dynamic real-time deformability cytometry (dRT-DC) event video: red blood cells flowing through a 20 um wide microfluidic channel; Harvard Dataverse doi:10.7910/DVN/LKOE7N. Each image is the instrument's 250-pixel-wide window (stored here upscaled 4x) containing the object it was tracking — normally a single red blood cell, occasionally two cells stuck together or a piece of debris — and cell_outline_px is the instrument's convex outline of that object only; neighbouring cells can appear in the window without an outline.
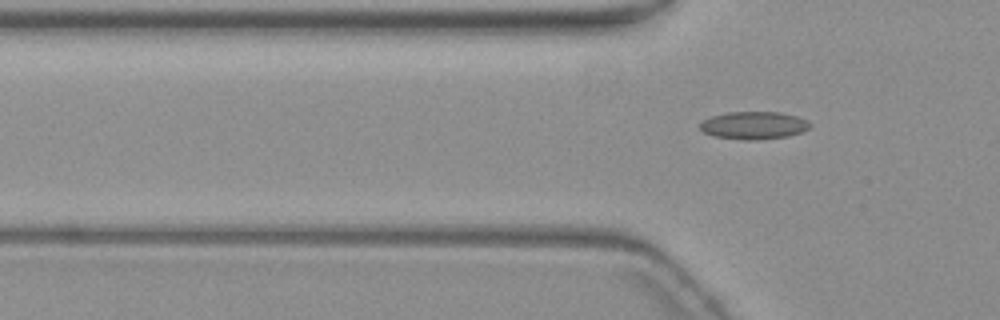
{"species": "common noctule bat (a hibernating species)", "species_latin": "Nyctalus noctula", "temperature_condition": "warm", "stored_images_in_passage": 7, "camera_frame_rate_fps": 3000, "um_per_image_px": 0.085, "animal": {"sex": "female", "body_mass_g": 19.3, "forearm_length_mm": 54.1}, "frame": {"image": 1, "passage_image": 7, "time_ms": 8.333, "image_size_px": [1000, 320], "cell_outline_px": [[812, 124], [808, 128], [800, 132], [788, 136], [756, 140], [744, 140], [712, 136], [704, 132], [700, 128], [700, 124], [704, 120], [712, 116], [728, 112], [780, 112], [796, 116], [808, 120]], "centroid_in_image_um": [64.08, 10.66], "position_along_channel_um": 61.7, "area_um2": 17.69}}